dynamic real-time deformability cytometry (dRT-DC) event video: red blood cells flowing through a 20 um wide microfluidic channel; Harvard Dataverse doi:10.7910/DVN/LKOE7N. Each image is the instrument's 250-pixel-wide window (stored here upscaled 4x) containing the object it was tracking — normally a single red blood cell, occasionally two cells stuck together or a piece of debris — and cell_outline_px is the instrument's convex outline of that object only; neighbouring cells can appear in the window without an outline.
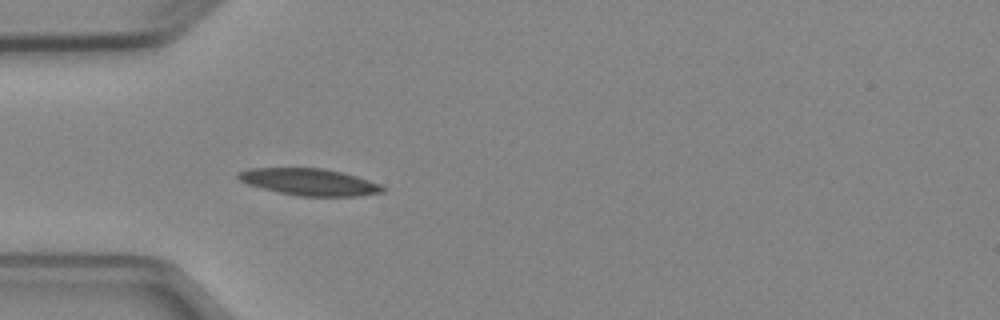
{"species": "Egyptian fruit bat (a non-hibernating species)", "species_latin": "Rousettus aegyptiacus", "temperature_condition": "cold", "stored_images_in_passage": 3, "camera_frame_rate_fps": 3000, "um_per_image_px": 0.085, "animal": {"sex": "female"}, "frame": {"image": 1, "passage_image": 3, "time_ms": 2.667, "image_size_px": [1000, 320], "cell_outline_px": [[388, 188], [384, 192], [360, 196], [300, 196], [280, 192], [248, 184], [240, 180], [236, 176], [236, 172], [248, 168], [324, 168], [356, 176], [380, 184]], "centroid_in_image_um": [26.32, 15.46], "position_along_channel_um": 58.7, "area_um2": 22.54}}